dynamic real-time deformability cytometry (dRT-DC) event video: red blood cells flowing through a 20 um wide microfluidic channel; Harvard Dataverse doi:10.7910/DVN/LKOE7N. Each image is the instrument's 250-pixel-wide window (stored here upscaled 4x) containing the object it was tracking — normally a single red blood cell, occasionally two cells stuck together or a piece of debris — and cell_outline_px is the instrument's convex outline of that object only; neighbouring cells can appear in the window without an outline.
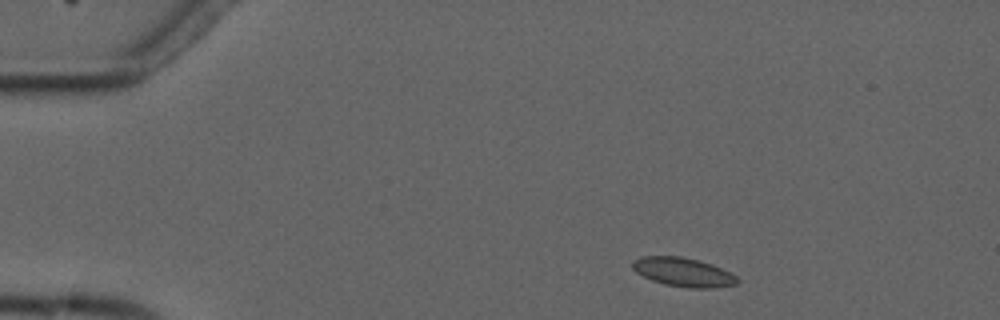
{"species": "common noctule bat (a hibernating species)", "species_latin": "Nyctalus noctula", "temperature_condition": "cold", "stored_images_in_passage": 2, "camera_frame_rate_fps": 3000, "um_per_image_px": 0.085, "animal": {"sex": "male", "forearm_length_mm": 52.5}, "frame": {"image": 1, "passage_image": 1, "time_ms": 0.0, "image_size_px": [1000, 320], "cell_outline_px": [[740, 280], [736, 284], [716, 288], [688, 288], [664, 284], [652, 280], [636, 272], [632, 268], [632, 260], [640, 256], [680, 256], [700, 260], [712, 264], [736, 276]], "centroid_in_image_um": [58.06, 23.13], "position_along_channel_um": 26.9, "area_um2": 17.74}}